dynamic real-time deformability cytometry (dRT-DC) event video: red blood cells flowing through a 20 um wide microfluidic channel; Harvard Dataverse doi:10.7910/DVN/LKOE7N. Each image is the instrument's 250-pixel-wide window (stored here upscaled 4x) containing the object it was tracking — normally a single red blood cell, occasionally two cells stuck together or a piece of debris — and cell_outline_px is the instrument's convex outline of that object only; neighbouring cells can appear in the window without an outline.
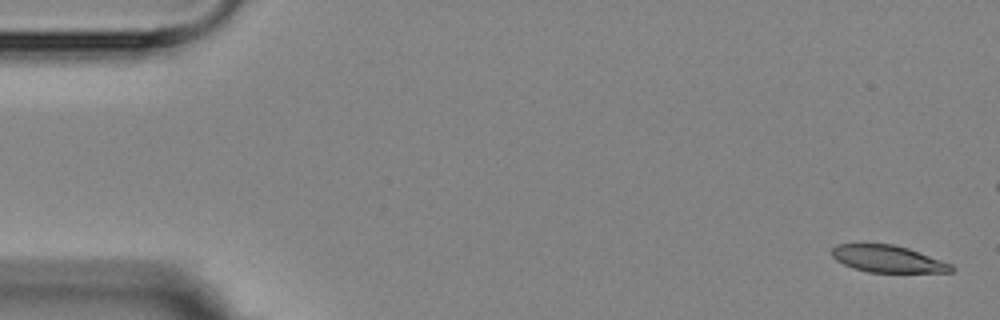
{"species": "Egyptian fruit bat (a non-hibernating species)", "species_latin": "Rousettus aegyptiacus", "temperature_condition": "room temperature", "stored_images_in_passage": 6, "camera_frame_rate_fps": 3000, "um_per_image_px": 0.085, "animal": {"sex": "female"}, "frame": {"image": 1, "passage_image": 1, "time_ms": 0.0, "image_size_px": [1000, 320], "cell_outline_px": [[956, 268], [952, 272], [868, 272], [852, 268], [836, 260], [832, 256], [832, 248], [836, 244], [892, 244], [908, 248], [952, 264]], "centroid_in_image_um": [75.46, 22.01], "position_along_channel_um": 9.5, "area_um2": 18.73}}